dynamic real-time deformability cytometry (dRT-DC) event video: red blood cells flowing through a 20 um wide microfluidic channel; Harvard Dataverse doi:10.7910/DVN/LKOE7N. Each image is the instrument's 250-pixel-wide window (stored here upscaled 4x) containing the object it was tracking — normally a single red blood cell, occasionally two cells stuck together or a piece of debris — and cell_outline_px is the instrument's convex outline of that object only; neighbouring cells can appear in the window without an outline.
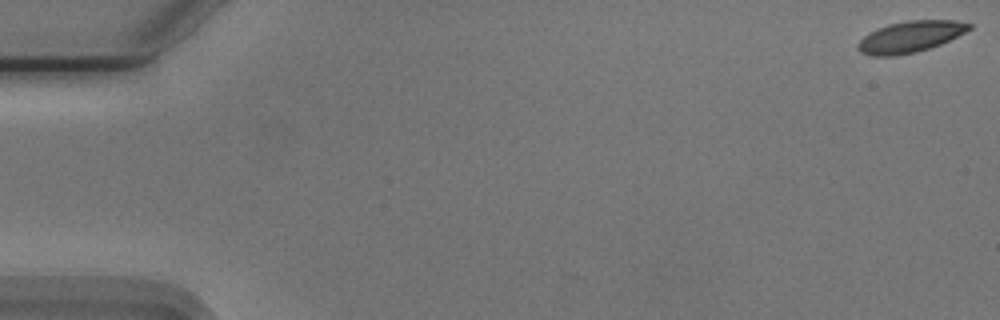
{"species": "Egyptian fruit bat (a non-hibernating species)", "species_latin": "Rousettus aegyptiacus", "temperature_condition": "cold", "stored_images_in_passage": 6, "camera_frame_rate_fps": 3000, "um_per_image_px": 0.085, "animal": {"sex": "male"}, "frame": {"image": 1, "passage_image": 1, "time_ms": 0.0, "image_size_px": [1000, 320], "cell_outline_px": [[972, 28], [940, 44], [916, 52], [892, 56], [872, 56], [860, 52], [856, 48], [856, 44], [868, 32], [888, 24], [908, 20], [956, 20], [972, 24]], "centroid_in_image_um": [77.33, 3.12], "position_along_channel_um": 7.7, "area_um2": 20.23}}